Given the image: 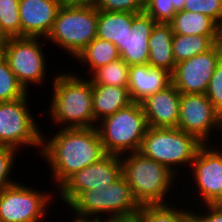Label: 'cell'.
I'll return each instance as SVG.
<instances>
[{"label": "cell", "instance_id": "obj_1", "mask_svg": "<svg viewBox=\"0 0 222 222\" xmlns=\"http://www.w3.org/2000/svg\"><path fill=\"white\" fill-rule=\"evenodd\" d=\"M57 130L51 137L42 134L40 153L49 166V177L52 176L56 189L74 173L106 155L96 127Z\"/></svg>", "mask_w": 222, "mask_h": 222}, {"label": "cell", "instance_id": "obj_2", "mask_svg": "<svg viewBox=\"0 0 222 222\" xmlns=\"http://www.w3.org/2000/svg\"><path fill=\"white\" fill-rule=\"evenodd\" d=\"M54 72L49 109L52 124L60 128H91L97 123L93 115L92 81L73 71ZM54 79V80H53ZM54 122V123H53ZM61 125V126H60Z\"/></svg>", "mask_w": 222, "mask_h": 222}, {"label": "cell", "instance_id": "obj_3", "mask_svg": "<svg viewBox=\"0 0 222 222\" xmlns=\"http://www.w3.org/2000/svg\"><path fill=\"white\" fill-rule=\"evenodd\" d=\"M67 207L74 219L96 221L132 220L140 210L123 176L107 186L82 191Z\"/></svg>", "mask_w": 222, "mask_h": 222}, {"label": "cell", "instance_id": "obj_4", "mask_svg": "<svg viewBox=\"0 0 222 222\" xmlns=\"http://www.w3.org/2000/svg\"><path fill=\"white\" fill-rule=\"evenodd\" d=\"M120 160L122 176L140 206L170 204V194L177 188L175 180L179 179L176 174L139 151L121 155Z\"/></svg>", "mask_w": 222, "mask_h": 222}, {"label": "cell", "instance_id": "obj_5", "mask_svg": "<svg viewBox=\"0 0 222 222\" xmlns=\"http://www.w3.org/2000/svg\"><path fill=\"white\" fill-rule=\"evenodd\" d=\"M202 145L203 143L194 135L188 134L177 127H149L139 152L168 167L180 177L182 170L184 173L190 170L195 155Z\"/></svg>", "mask_w": 222, "mask_h": 222}, {"label": "cell", "instance_id": "obj_6", "mask_svg": "<svg viewBox=\"0 0 222 222\" xmlns=\"http://www.w3.org/2000/svg\"><path fill=\"white\" fill-rule=\"evenodd\" d=\"M106 154L118 156L139 151L149 128L141 103H131L97 123Z\"/></svg>", "mask_w": 222, "mask_h": 222}, {"label": "cell", "instance_id": "obj_7", "mask_svg": "<svg viewBox=\"0 0 222 222\" xmlns=\"http://www.w3.org/2000/svg\"><path fill=\"white\" fill-rule=\"evenodd\" d=\"M98 9L95 6H60L46 41L74 59L97 37Z\"/></svg>", "mask_w": 222, "mask_h": 222}, {"label": "cell", "instance_id": "obj_8", "mask_svg": "<svg viewBox=\"0 0 222 222\" xmlns=\"http://www.w3.org/2000/svg\"><path fill=\"white\" fill-rule=\"evenodd\" d=\"M30 96L28 92L20 99L0 102V146L18 149L20 153L21 148L34 147L40 155L43 129L30 112Z\"/></svg>", "mask_w": 222, "mask_h": 222}, {"label": "cell", "instance_id": "obj_9", "mask_svg": "<svg viewBox=\"0 0 222 222\" xmlns=\"http://www.w3.org/2000/svg\"><path fill=\"white\" fill-rule=\"evenodd\" d=\"M44 42L46 40L39 37H12L6 40L4 57L27 92H30L32 85L46 84L48 57L43 51Z\"/></svg>", "mask_w": 222, "mask_h": 222}, {"label": "cell", "instance_id": "obj_10", "mask_svg": "<svg viewBox=\"0 0 222 222\" xmlns=\"http://www.w3.org/2000/svg\"><path fill=\"white\" fill-rule=\"evenodd\" d=\"M16 181L0 192V222H42L47 219L46 215L52 209L50 204L56 202V192L53 195V191L36 190Z\"/></svg>", "mask_w": 222, "mask_h": 222}, {"label": "cell", "instance_id": "obj_11", "mask_svg": "<svg viewBox=\"0 0 222 222\" xmlns=\"http://www.w3.org/2000/svg\"><path fill=\"white\" fill-rule=\"evenodd\" d=\"M217 144H203L188 171L193 176L190 180L194 181L190 182L193 186L190 188L196 189L192 198L201 200L197 204L200 207L199 204H216L222 198V143ZM194 193L199 196L195 197Z\"/></svg>", "mask_w": 222, "mask_h": 222}, {"label": "cell", "instance_id": "obj_12", "mask_svg": "<svg viewBox=\"0 0 222 222\" xmlns=\"http://www.w3.org/2000/svg\"><path fill=\"white\" fill-rule=\"evenodd\" d=\"M177 128L194 135L203 144H216L218 141L212 142L216 138L213 134L222 132V115L206 94H181Z\"/></svg>", "mask_w": 222, "mask_h": 222}, {"label": "cell", "instance_id": "obj_13", "mask_svg": "<svg viewBox=\"0 0 222 222\" xmlns=\"http://www.w3.org/2000/svg\"><path fill=\"white\" fill-rule=\"evenodd\" d=\"M122 176L120 156L106 154L99 161L70 176L57 190L56 197L67 206L82 192L107 186Z\"/></svg>", "mask_w": 222, "mask_h": 222}, {"label": "cell", "instance_id": "obj_14", "mask_svg": "<svg viewBox=\"0 0 222 222\" xmlns=\"http://www.w3.org/2000/svg\"><path fill=\"white\" fill-rule=\"evenodd\" d=\"M221 57L222 45L217 42L210 50L177 63L172 84L181 94H206Z\"/></svg>", "mask_w": 222, "mask_h": 222}, {"label": "cell", "instance_id": "obj_15", "mask_svg": "<svg viewBox=\"0 0 222 222\" xmlns=\"http://www.w3.org/2000/svg\"><path fill=\"white\" fill-rule=\"evenodd\" d=\"M60 6L59 0H20L21 37L46 39Z\"/></svg>", "mask_w": 222, "mask_h": 222}, {"label": "cell", "instance_id": "obj_16", "mask_svg": "<svg viewBox=\"0 0 222 222\" xmlns=\"http://www.w3.org/2000/svg\"><path fill=\"white\" fill-rule=\"evenodd\" d=\"M181 93L173 84L164 90L148 96L141 102L149 127H177L180 112Z\"/></svg>", "mask_w": 222, "mask_h": 222}, {"label": "cell", "instance_id": "obj_17", "mask_svg": "<svg viewBox=\"0 0 222 222\" xmlns=\"http://www.w3.org/2000/svg\"><path fill=\"white\" fill-rule=\"evenodd\" d=\"M172 84V73L153 68L148 63L129 67L128 90L132 102L141 103L148 96Z\"/></svg>", "mask_w": 222, "mask_h": 222}, {"label": "cell", "instance_id": "obj_18", "mask_svg": "<svg viewBox=\"0 0 222 222\" xmlns=\"http://www.w3.org/2000/svg\"><path fill=\"white\" fill-rule=\"evenodd\" d=\"M155 23L144 11L133 13V26L124 39V51L120 53V58L129 66L148 63L149 37Z\"/></svg>", "mask_w": 222, "mask_h": 222}, {"label": "cell", "instance_id": "obj_19", "mask_svg": "<svg viewBox=\"0 0 222 222\" xmlns=\"http://www.w3.org/2000/svg\"><path fill=\"white\" fill-rule=\"evenodd\" d=\"M173 30L170 23H155L149 37L148 64L173 73L176 63L172 48Z\"/></svg>", "mask_w": 222, "mask_h": 222}, {"label": "cell", "instance_id": "obj_20", "mask_svg": "<svg viewBox=\"0 0 222 222\" xmlns=\"http://www.w3.org/2000/svg\"><path fill=\"white\" fill-rule=\"evenodd\" d=\"M92 100L96 123L133 103L128 88L109 85H92Z\"/></svg>", "mask_w": 222, "mask_h": 222}, {"label": "cell", "instance_id": "obj_21", "mask_svg": "<svg viewBox=\"0 0 222 222\" xmlns=\"http://www.w3.org/2000/svg\"><path fill=\"white\" fill-rule=\"evenodd\" d=\"M133 26V13L98 10L97 37L124 51V39Z\"/></svg>", "mask_w": 222, "mask_h": 222}, {"label": "cell", "instance_id": "obj_22", "mask_svg": "<svg viewBox=\"0 0 222 222\" xmlns=\"http://www.w3.org/2000/svg\"><path fill=\"white\" fill-rule=\"evenodd\" d=\"M120 58L117 47L106 40L98 37L93 39L77 56L74 58L81 65L80 71L87 67L89 77L100 67L114 62ZM85 66V67H83Z\"/></svg>", "mask_w": 222, "mask_h": 222}, {"label": "cell", "instance_id": "obj_23", "mask_svg": "<svg viewBox=\"0 0 222 222\" xmlns=\"http://www.w3.org/2000/svg\"><path fill=\"white\" fill-rule=\"evenodd\" d=\"M174 34L221 35V27L202 13L178 11L170 22Z\"/></svg>", "mask_w": 222, "mask_h": 222}, {"label": "cell", "instance_id": "obj_24", "mask_svg": "<svg viewBox=\"0 0 222 222\" xmlns=\"http://www.w3.org/2000/svg\"><path fill=\"white\" fill-rule=\"evenodd\" d=\"M221 35H181L174 34L172 38L173 57L175 63L187 60L197 54L210 50Z\"/></svg>", "mask_w": 222, "mask_h": 222}, {"label": "cell", "instance_id": "obj_25", "mask_svg": "<svg viewBox=\"0 0 222 222\" xmlns=\"http://www.w3.org/2000/svg\"><path fill=\"white\" fill-rule=\"evenodd\" d=\"M129 65L119 58L97 69L89 78L92 85H109L128 88Z\"/></svg>", "mask_w": 222, "mask_h": 222}, {"label": "cell", "instance_id": "obj_26", "mask_svg": "<svg viewBox=\"0 0 222 222\" xmlns=\"http://www.w3.org/2000/svg\"><path fill=\"white\" fill-rule=\"evenodd\" d=\"M170 204L141 205L137 219L140 222H185V206ZM181 207V208H180Z\"/></svg>", "mask_w": 222, "mask_h": 222}, {"label": "cell", "instance_id": "obj_27", "mask_svg": "<svg viewBox=\"0 0 222 222\" xmlns=\"http://www.w3.org/2000/svg\"><path fill=\"white\" fill-rule=\"evenodd\" d=\"M20 0H0V34L6 38L21 37Z\"/></svg>", "mask_w": 222, "mask_h": 222}, {"label": "cell", "instance_id": "obj_28", "mask_svg": "<svg viewBox=\"0 0 222 222\" xmlns=\"http://www.w3.org/2000/svg\"><path fill=\"white\" fill-rule=\"evenodd\" d=\"M28 92L18 82L6 58H0V102H10L24 97Z\"/></svg>", "mask_w": 222, "mask_h": 222}, {"label": "cell", "instance_id": "obj_29", "mask_svg": "<svg viewBox=\"0 0 222 222\" xmlns=\"http://www.w3.org/2000/svg\"><path fill=\"white\" fill-rule=\"evenodd\" d=\"M183 10L205 14L222 28V0H185Z\"/></svg>", "mask_w": 222, "mask_h": 222}, {"label": "cell", "instance_id": "obj_30", "mask_svg": "<svg viewBox=\"0 0 222 222\" xmlns=\"http://www.w3.org/2000/svg\"><path fill=\"white\" fill-rule=\"evenodd\" d=\"M18 153V149L0 146V192L17 183L16 179L9 176H12L11 173L14 170V165H16V154L18 155Z\"/></svg>", "mask_w": 222, "mask_h": 222}, {"label": "cell", "instance_id": "obj_31", "mask_svg": "<svg viewBox=\"0 0 222 222\" xmlns=\"http://www.w3.org/2000/svg\"><path fill=\"white\" fill-rule=\"evenodd\" d=\"M144 12L156 23H170L177 13L171 0H144Z\"/></svg>", "mask_w": 222, "mask_h": 222}, {"label": "cell", "instance_id": "obj_32", "mask_svg": "<svg viewBox=\"0 0 222 222\" xmlns=\"http://www.w3.org/2000/svg\"><path fill=\"white\" fill-rule=\"evenodd\" d=\"M95 7L109 12L141 13L144 11V0H96Z\"/></svg>", "mask_w": 222, "mask_h": 222}, {"label": "cell", "instance_id": "obj_33", "mask_svg": "<svg viewBox=\"0 0 222 222\" xmlns=\"http://www.w3.org/2000/svg\"><path fill=\"white\" fill-rule=\"evenodd\" d=\"M206 96L222 115V57L218 61L213 76L210 79Z\"/></svg>", "mask_w": 222, "mask_h": 222}, {"label": "cell", "instance_id": "obj_34", "mask_svg": "<svg viewBox=\"0 0 222 222\" xmlns=\"http://www.w3.org/2000/svg\"><path fill=\"white\" fill-rule=\"evenodd\" d=\"M201 208L196 209V211L192 208V213L200 222H222V206L217 204H203Z\"/></svg>", "mask_w": 222, "mask_h": 222}, {"label": "cell", "instance_id": "obj_35", "mask_svg": "<svg viewBox=\"0 0 222 222\" xmlns=\"http://www.w3.org/2000/svg\"><path fill=\"white\" fill-rule=\"evenodd\" d=\"M61 6H95L96 0H59Z\"/></svg>", "mask_w": 222, "mask_h": 222}, {"label": "cell", "instance_id": "obj_36", "mask_svg": "<svg viewBox=\"0 0 222 222\" xmlns=\"http://www.w3.org/2000/svg\"><path fill=\"white\" fill-rule=\"evenodd\" d=\"M190 207L192 206L189 205L185 208V222H200V220L192 213V209H190Z\"/></svg>", "mask_w": 222, "mask_h": 222}, {"label": "cell", "instance_id": "obj_37", "mask_svg": "<svg viewBox=\"0 0 222 222\" xmlns=\"http://www.w3.org/2000/svg\"><path fill=\"white\" fill-rule=\"evenodd\" d=\"M185 0H171V4H173L176 12L182 11Z\"/></svg>", "mask_w": 222, "mask_h": 222}, {"label": "cell", "instance_id": "obj_38", "mask_svg": "<svg viewBox=\"0 0 222 222\" xmlns=\"http://www.w3.org/2000/svg\"><path fill=\"white\" fill-rule=\"evenodd\" d=\"M6 40L7 38L0 34V58L4 56Z\"/></svg>", "mask_w": 222, "mask_h": 222}, {"label": "cell", "instance_id": "obj_39", "mask_svg": "<svg viewBox=\"0 0 222 222\" xmlns=\"http://www.w3.org/2000/svg\"><path fill=\"white\" fill-rule=\"evenodd\" d=\"M70 222H105V221H96V220H79V219H74L71 218Z\"/></svg>", "mask_w": 222, "mask_h": 222}, {"label": "cell", "instance_id": "obj_40", "mask_svg": "<svg viewBox=\"0 0 222 222\" xmlns=\"http://www.w3.org/2000/svg\"><path fill=\"white\" fill-rule=\"evenodd\" d=\"M105 222H135V219H132V220H120V221H105Z\"/></svg>", "mask_w": 222, "mask_h": 222}, {"label": "cell", "instance_id": "obj_41", "mask_svg": "<svg viewBox=\"0 0 222 222\" xmlns=\"http://www.w3.org/2000/svg\"><path fill=\"white\" fill-rule=\"evenodd\" d=\"M216 204L222 206V198Z\"/></svg>", "mask_w": 222, "mask_h": 222}, {"label": "cell", "instance_id": "obj_42", "mask_svg": "<svg viewBox=\"0 0 222 222\" xmlns=\"http://www.w3.org/2000/svg\"><path fill=\"white\" fill-rule=\"evenodd\" d=\"M220 43H221V45H222V28H221Z\"/></svg>", "mask_w": 222, "mask_h": 222}]
</instances>
